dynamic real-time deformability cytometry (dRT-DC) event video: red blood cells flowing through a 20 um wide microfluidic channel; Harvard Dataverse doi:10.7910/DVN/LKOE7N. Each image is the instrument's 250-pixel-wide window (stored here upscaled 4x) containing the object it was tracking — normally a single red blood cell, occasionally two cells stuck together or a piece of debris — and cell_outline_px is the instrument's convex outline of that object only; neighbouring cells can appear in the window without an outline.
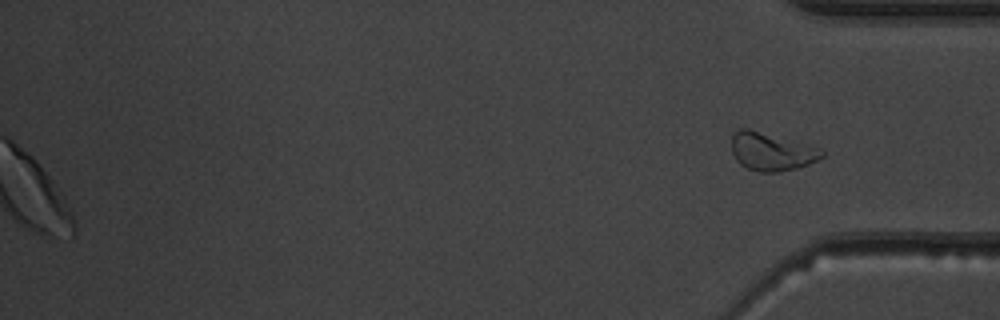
{"species": "common noctule bat (a hibernating species)", "species_latin": "Nyctalus noctula", "temperature_condition": "warm", "stored_images_in_passage": 48, "segment_of_instrument_passage": [2, 2], "camera_frame_rate_fps": 3000, "um_per_image_px": 0.085, "animal": {"sex": "male", "body_mass_g": 19.5, "forearm_length_mm": 54.6}, "frame": {"image": 1, "passage_image": 48, "time_ms": 15.667, "image_size_px": [1000, 320], "cell_outline_px": [[824, 156], [808, 164], [796, 168], [780, 172], [760, 172], [748, 168], [740, 164], [736, 160], [732, 152], [732, 136], [740, 128], [748, 128], [820, 148], [824, 152]], "centroid_in_image_um": [65.56, 12.89], "position_along_channel_um": 369.6, "area_um2": 19.77}}